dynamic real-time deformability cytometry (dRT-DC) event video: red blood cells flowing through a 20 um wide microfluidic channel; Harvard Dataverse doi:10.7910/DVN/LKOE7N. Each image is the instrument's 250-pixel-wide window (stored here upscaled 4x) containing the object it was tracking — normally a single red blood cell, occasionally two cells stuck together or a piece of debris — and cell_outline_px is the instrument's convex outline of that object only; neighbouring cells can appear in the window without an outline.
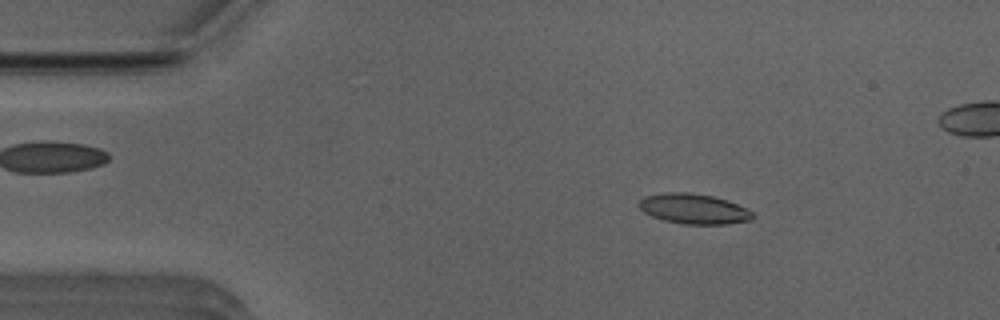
{"species": "Egyptian fruit bat (a non-hibernating species)", "species_latin": "Rousettus aegyptiacus", "temperature_condition": "room temperature", "stored_images_in_passage": 51, "camera_frame_rate_fps": 3000, "um_per_image_px": 0.085, "animal": {"sex": "male"}, "frame": {"image": 1, "passage_image": 7, "time_ms": 2.0, "image_size_px": [1000, 320], "cell_outline_px": [[756, 216], [752, 220], [724, 224], [684, 224], [664, 220], [652, 216], [644, 212], [636, 204], [644, 196], [668, 192], [684, 192], [712, 196], [728, 200], [752, 212]], "centroid_in_image_um": [58.96, 17.75], "position_along_channel_um": 26.0, "area_um2": 19.88}}
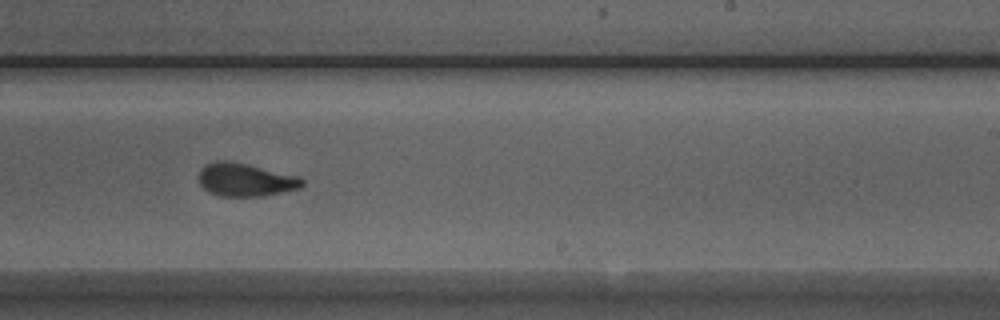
{"frame": {"image": 2, "passage_image": 30, "time_ms": 9.667, "image_size_px": [1000, 320], "cell_outline_px": [[304, 184], [300, 188], [264, 196], [220, 196], [208, 192], [200, 184], [200, 168], [204, 164], [216, 160], [228, 160], [248, 164], [300, 176], [304, 180]], "centroid_in_image_um": [20.87, 15.27], "position_along_channel_um": 268.1, "area_um2": 20.17}}
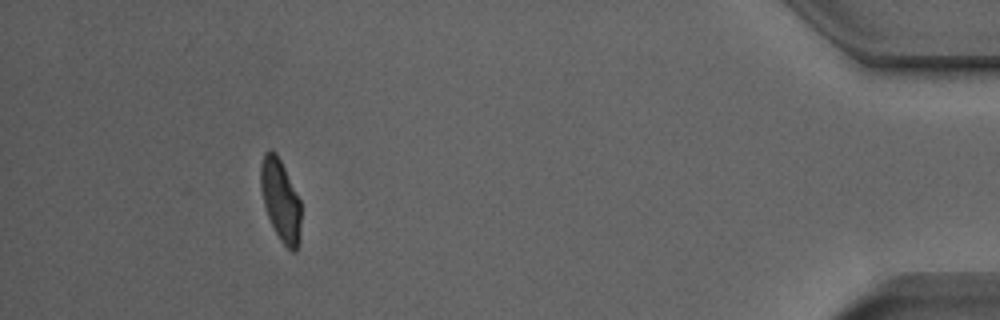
{"frame": {"image": 3, "passage_image": 46, "time_ms": 15.0, "image_size_px": [1000, 320], "cell_outline_px": [[300, 240], [296, 252], [292, 252], [280, 240], [268, 216], [264, 204], [260, 188], [260, 164], [264, 152], [268, 148], [272, 148], [276, 152], [300, 200]], "centroid_in_image_um": [23.83, 16.99], "position_along_channel_um": 411.4, "area_um2": 19.19}, "authors_computed_cell_mechanics": {"area_um2": 19.8254, "velocity_mm_per_s": 3.938, "shape_relaxation_time_tau1_ms": 9.0317, "shape_relaxation_time_tau2_ms": 1.3167, "deformation_change_tau1": 0.2389, "deformation_change_tau2": 0.0848}}